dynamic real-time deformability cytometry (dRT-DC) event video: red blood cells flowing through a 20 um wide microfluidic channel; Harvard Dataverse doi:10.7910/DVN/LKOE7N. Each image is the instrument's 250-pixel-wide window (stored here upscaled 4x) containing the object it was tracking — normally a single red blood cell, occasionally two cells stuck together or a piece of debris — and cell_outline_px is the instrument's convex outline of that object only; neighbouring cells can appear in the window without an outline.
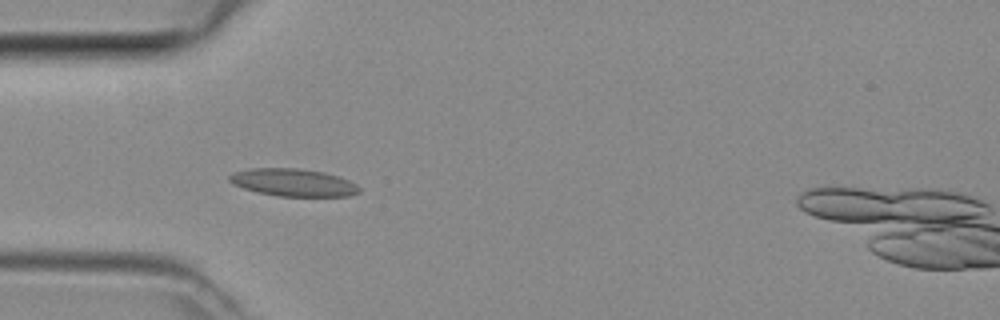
{"species": "common noctule bat (a hibernating species)", "species_latin": "Nyctalus noctula", "temperature_condition": "room temperature", "stored_images_in_passage": 5, "camera_frame_rate_fps": 3000, "um_per_image_px": 0.085, "animal": {"sex": "female", "body_mass_g": 29.2, "forearm_length_mm": 56.3}, "frame": {"image": 1, "passage_image": 3, "time_ms": 0.667, "image_size_px": [1000, 320], "cell_outline_px": [[360, 192], [348, 196], [276, 196], [256, 192], [232, 184], [228, 180], [228, 176], [232, 172], [248, 168], [296, 168], [324, 172], [348, 180], [356, 184], [360, 188]], "centroid_in_image_um": [24.87, 15.51], "position_along_channel_um": 60.1, "area_um2": 20.92}}
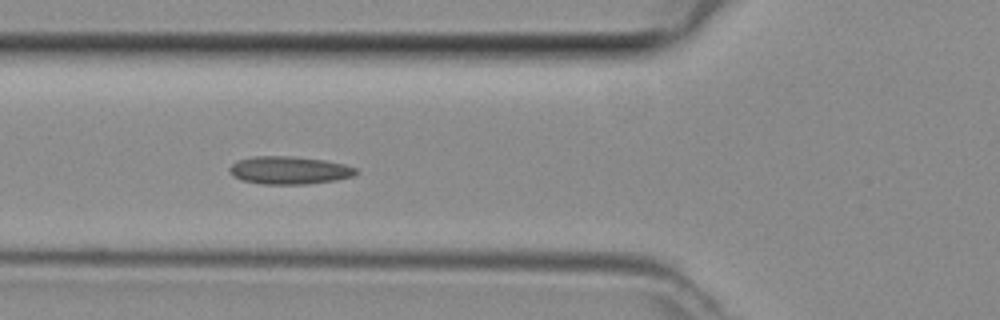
{"frame": {"image": 2, "passage_image": 4, "time_ms": 1.0, "image_size_px": [1000, 320], "cell_outline_px": [[356, 176], [336, 180], [308, 184], [260, 184], [240, 180], [232, 176], [228, 168], [236, 160], [252, 156], [292, 156], [324, 160], [344, 164], [356, 168]], "centroid_in_image_um": [24.55, 14.47], "position_along_channel_um": 101.2, "area_um2": 20.75}}
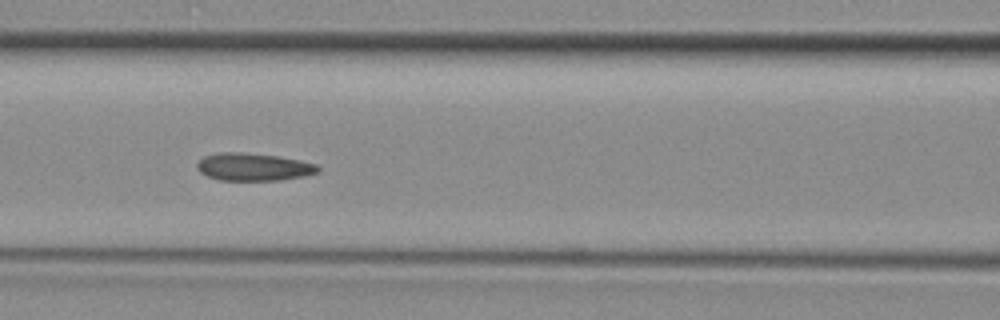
{"frame": {"image": 3, "passage_image": 5, "time_ms": 1.333, "image_size_px": [1000, 320], "cell_outline_px": [[320, 172], [304, 176], [280, 180], [220, 180], [208, 176], [200, 172], [196, 168], [196, 164], [204, 156], [220, 152], [240, 152], [276, 156], [300, 160], [316, 164], [320, 168]], "centroid_in_image_um": [21.55, 14.19], "position_along_channel_um": 145.1, "area_um2": 19.42}}